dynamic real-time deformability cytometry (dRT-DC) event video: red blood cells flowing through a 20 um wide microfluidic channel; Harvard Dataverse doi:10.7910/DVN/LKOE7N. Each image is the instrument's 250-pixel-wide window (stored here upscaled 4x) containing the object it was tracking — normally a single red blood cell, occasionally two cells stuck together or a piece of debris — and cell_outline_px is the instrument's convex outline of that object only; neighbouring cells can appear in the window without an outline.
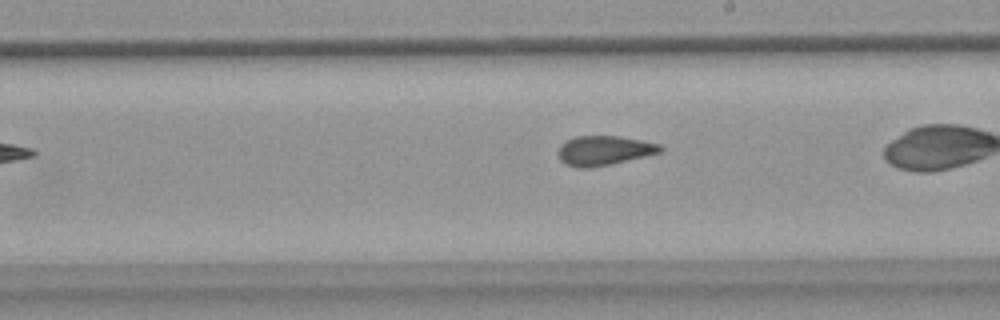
{"species": "common noctule bat (a hibernating species)", "species_latin": "Nyctalus noctula", "temperature_condition": "warm", "stored_images_in_passage": 26, "camera_frame_rate_fps": 3000, "um_per_image_px": 0.085, "animal": {"sex": "female", "body_mass_g": 18.4}, "frame": {"image": 1, "passage_image": 15, "time_ms": 4.667, "image_size_px": [1000, 320], "cell_outline_px": [[664, 148], [660, 152], [612, 164], [588, 168], [576, 168], [564, 164], [560, 160], [556, 152], [560, 144], [576, 136], [620, 136], [660, 144]], "centroid_in_image_um": [51.29, 12.8], "position_along_channel_um": 237.7, "area_um2": 17.69}}